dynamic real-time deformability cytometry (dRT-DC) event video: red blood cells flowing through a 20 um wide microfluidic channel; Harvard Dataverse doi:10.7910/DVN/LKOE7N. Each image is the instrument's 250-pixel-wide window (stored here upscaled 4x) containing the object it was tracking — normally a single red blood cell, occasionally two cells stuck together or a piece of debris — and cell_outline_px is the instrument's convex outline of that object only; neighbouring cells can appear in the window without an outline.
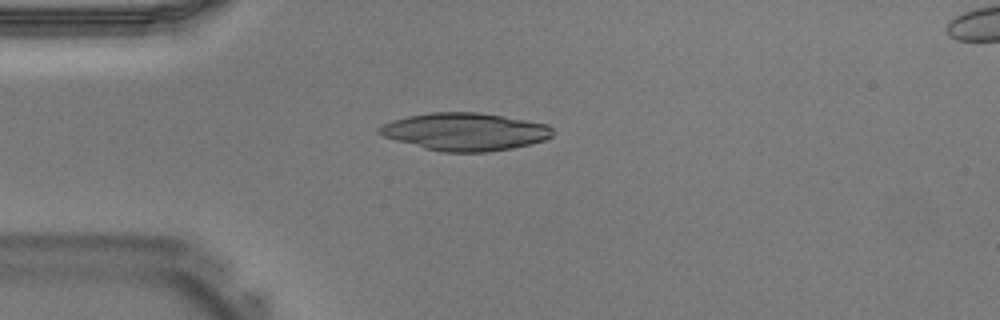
{"species": "Egyptian fruit bat (a non-hibernating species)", "species_latin": "Rousettus aegyptiacus", "temperature_condition": "warm", "stored_images_in_passage": 36, "camera_frame_rate_fps": 3000, "um_per_image_px": 0.085, "animal": {"sex": "male"}, "frame": {"image": 1, "passage_image": 6, "time_ms": 1.667, "image_size_px": [1000, 320], "cell_outline_px": [[552, 136], [544, 140], [512, 148], [488, 152], [440, 152], [424, 148], [396, 140], [384, 136], [376, 132], [376, 128], [392, 120], [408, 116], [432, 112], [476, 112], [548, 124], [552, 128]], "centroid_in_image_um": [39.49, 11.2], "position_along_channel_um": 45.5, "area_um2": 37.8}}